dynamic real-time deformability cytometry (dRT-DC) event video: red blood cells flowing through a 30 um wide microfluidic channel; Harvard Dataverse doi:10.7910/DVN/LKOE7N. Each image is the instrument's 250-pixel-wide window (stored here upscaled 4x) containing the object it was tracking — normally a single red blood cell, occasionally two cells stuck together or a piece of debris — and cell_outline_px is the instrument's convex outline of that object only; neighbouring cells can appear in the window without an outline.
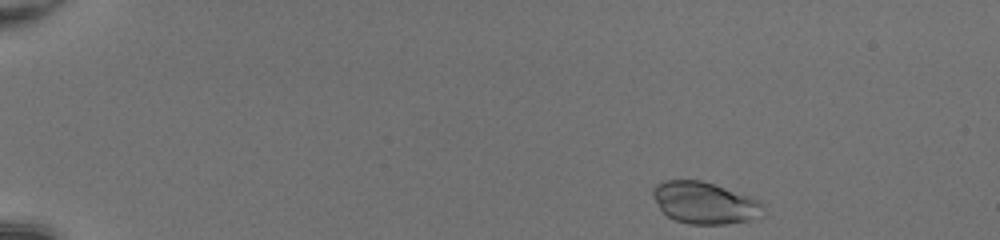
{"species": "common noctule bat (a hibernating species)", "species_latin": "Nyctalus noctula", "temperature_condition": "room temperature", "stored_images_in_passage": 44, "camera_frame_rate_fps": 3000, "um_per_image_px": 0.085, "animal": {"sex": "female", "body_mass_g": 20.0, "forearm_length_mm": 54.0}, "frame": {"image": 1, "passage_image": 1, "time_ms": 0.0, "image_size_px": [1000, 240], "cell_outline_px": [[764, 216], [748, 220], [724, 224], [692, 224], [676, 220], [668, 216], [660, 208], [652, 196], [652, 188], [656, 184], [664, 180], [700, 180], [716, 184], [760, 200], [764, 204]], "centroid_in_image_um": [59.92, 17.23], "position_along_channel_um": 25.1, "area_um2": 27.05}}
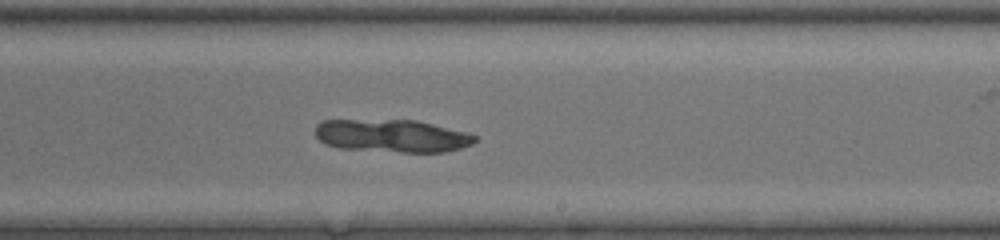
{"frame": {"image": 2, "passage_image": 26, "time_ms": 8.333, "image_size_px": [1000, 240], "cell_outline_px": [[476, 140], [472, 144], [460, 148], [444, 152], [400, 152], [340, 148], [324, 144], [316, 136], [316, 124], [324, 120], [416, 120], [464, 132], [476, 136]], "centroid_in_image_um": [33.29, 11.55], "position_along_channel_um": 255.7, "area_um2": 30.29}}
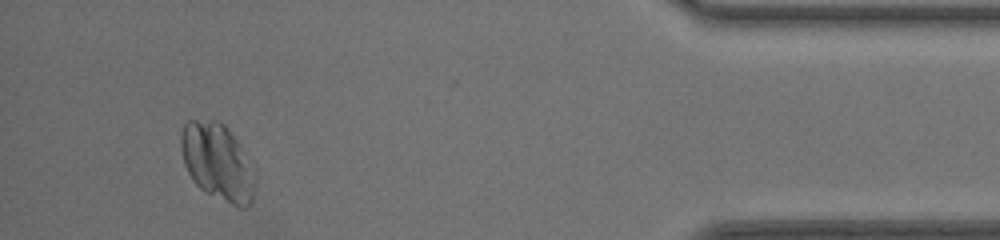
{"frame": {"image": 3, "passage_image": 41, "time_ms": 13.333, "image_size_px": [1000, 240], "cell_outline_px": [[252, 200], [244, 208], [240, 208], [200, 188], [196, 184], [188, 172], [184, 164], [180, 148], [180, 132], [184, 124], [188, 120], [216, 120], [224, 124], [236, 140], [240, 148], [252, 184]], "centroid_in_image_um": [18.35, 13.71], "position_along_channel_um": 416.9, "area_um2": 31.5}}